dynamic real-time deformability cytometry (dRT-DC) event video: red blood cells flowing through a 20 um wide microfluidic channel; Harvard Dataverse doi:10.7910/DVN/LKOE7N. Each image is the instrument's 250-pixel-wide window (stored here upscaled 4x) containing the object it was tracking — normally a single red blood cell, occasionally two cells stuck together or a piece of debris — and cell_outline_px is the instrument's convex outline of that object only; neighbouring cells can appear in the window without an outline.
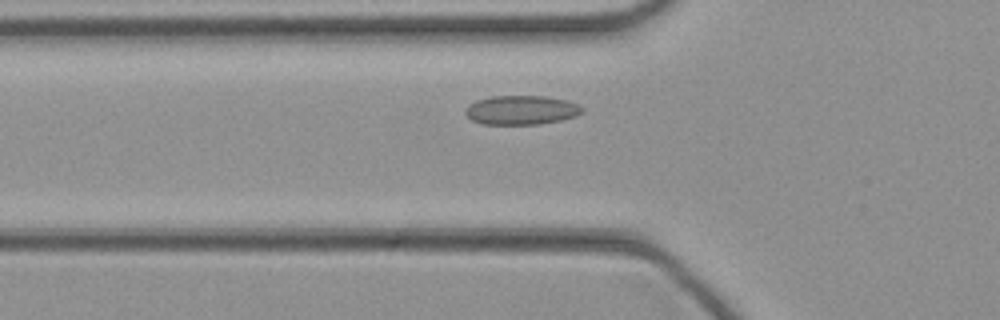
{"species": "common noctule bat (a hibernating species)", "species_latin": "Nyctalus noctula", "temperature_condition": "cold", "stored_images_in_passage": 33, "camera_frame_rate_fps": 3000, "um_per_image_px": 0.085, "animal": {"sex": "female", "body_mass_g": 21.9}, "frame": {"image": 1, "passage_image": 8, "time_ms": 2.333, "image_size_px": [1000, 320], "cell_outline_px": [[584, 112], [576, 116], [560, 120], [540, 124], [484, 124], [472, 120], [464, 112], [468, 104], [476, 100], [492, 96], [544, 96], [564, 100], [580, 104], [584, 108]], "centroid_in_image_um": [44.33, 9.35], "position_along_channel_um": 81.5, "area_um2": 19.88}}
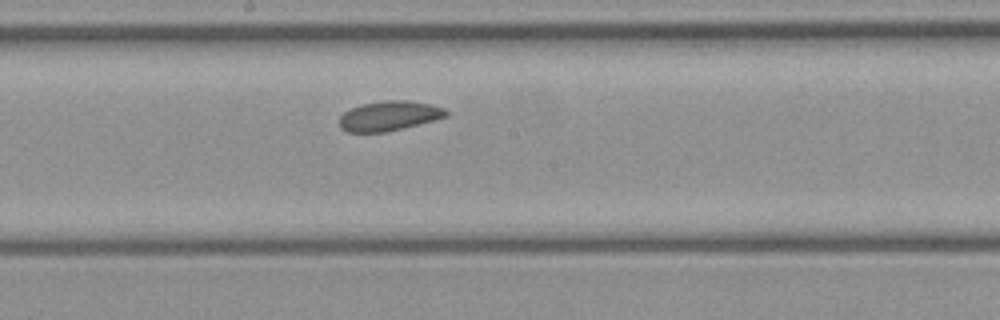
{"frame": {"image": 2, "passage_image": 17, "time_ms": 5.333, "image_size_px": [1000, 320], "cell_outline_px": [[448, 116], [384, 132], [348, 132], [340, 128], [340, 116], [344, 112], [360, 104], [384, 100], [408, 100], [428, 104], [444, 108], [448, 112]], "centroid_in_image_um": [33.04, 9.84], "position_along_channel_um": 215.2, "area_um2": 18.21}}
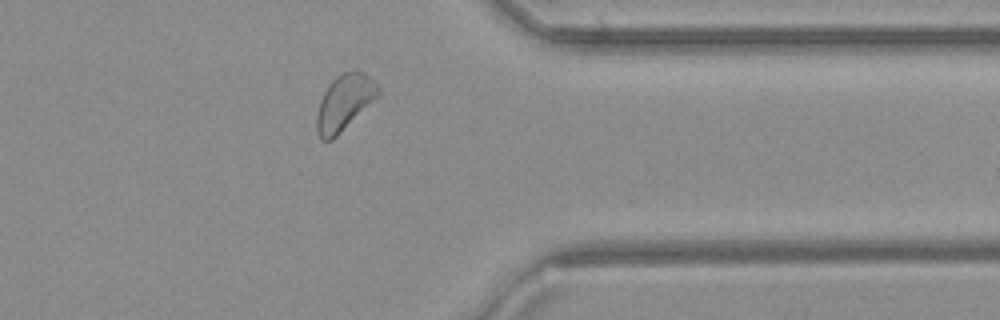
{"frame": {"image": 3, "passage_image": 29, "time_ms": 9.333, "image_size_px": [1000, 320], "cell_outline_px": [[380, 96], [332, 140], [320, 140], [316, 132], [316, 112], [320, 100], [328, 84], [336, 76], [344, 72], [356, 68], [364, 72], [380, 88]], "centroid_in_image_um": [29.27, 8.7], "position_along_channel_um": 382.1, "area_um2": 20.35}}